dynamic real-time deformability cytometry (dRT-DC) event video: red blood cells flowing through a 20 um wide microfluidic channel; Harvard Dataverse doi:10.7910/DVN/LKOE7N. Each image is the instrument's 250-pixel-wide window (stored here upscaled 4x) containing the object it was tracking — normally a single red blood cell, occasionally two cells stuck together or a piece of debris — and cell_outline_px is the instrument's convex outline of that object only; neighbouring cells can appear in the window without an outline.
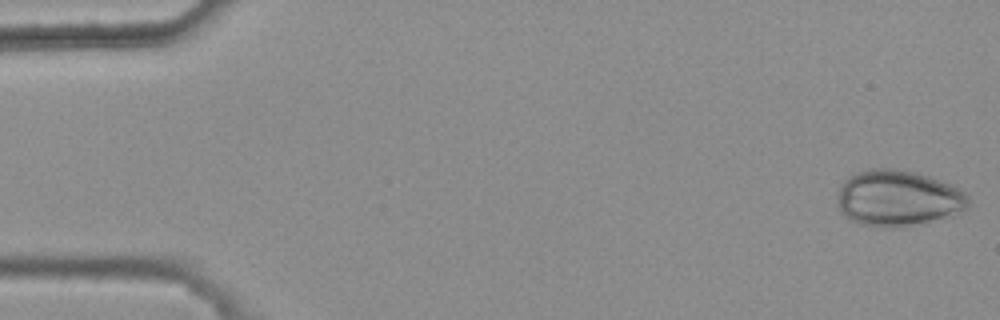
{"species": "common noctule bat (a hibernating species)", "species_latin": "Nyctalus noctula", "temperature_condition": "warm", "stored_images_in_passage": 4, "camera_frame_rate_fps": 3000, "um_per_image_px": 0.085, "animal": {"sex": "female", "body_mass_g": 25.1}, "frame": {"image": 1, "passage_image": 1, "time_ms": 0.0, "image_size_px": [1000, 320], "cell_outline_px": [[968, 208], [956, 216], [900, 228], [880, 228], [860, 224], [852, 220], [840, 212], [840, 188], [844, 180], [848, 176], [856, 172], [868, 168], [892, 168], [912, 172], [928, 176], [952, 184], [960, 188], [968, 196]], "centroid_in_image_um": [76.39, 16.87], "position_along_channel_um": 8.6, "area_um2": 43.23}}